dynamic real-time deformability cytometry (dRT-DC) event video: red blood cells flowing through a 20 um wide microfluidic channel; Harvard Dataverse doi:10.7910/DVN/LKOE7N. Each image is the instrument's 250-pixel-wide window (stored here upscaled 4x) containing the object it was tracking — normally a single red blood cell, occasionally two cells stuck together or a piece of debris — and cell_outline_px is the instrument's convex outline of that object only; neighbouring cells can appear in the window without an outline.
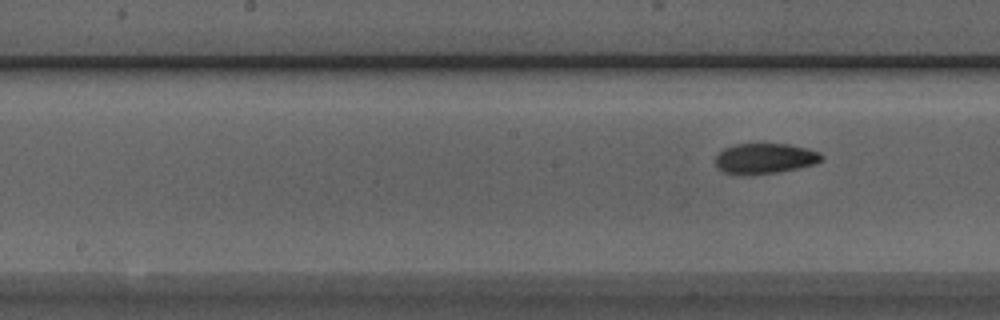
{"species": "Egyptian fruit bat (a non-hibernating species)", "species_latin": "Rousettus aegyptiacus", "temperature_condition": "room temperature", "stored_images_in_passage": 6, "camera_frame_rate_fps": 3000, "um_per_image_px": 0.085, "animal": {"sex": "male"}, "frame": {"image": 1, "passage_image": 6, "time_ms": 1.667, "image_size_px": [1000, 320], "cell_outline_px": [[824, 160], [816, 164], [776, 172], [752, 176], [732, 176], [716, 168], [716, 156], [724, 148], [736, 144], [788, 144], [820, 152], [824, 156]], "centroid_in_image_um": [64.98, 13.5], "position_along_channel_um": 183.2, "area_um2": 19.19}}